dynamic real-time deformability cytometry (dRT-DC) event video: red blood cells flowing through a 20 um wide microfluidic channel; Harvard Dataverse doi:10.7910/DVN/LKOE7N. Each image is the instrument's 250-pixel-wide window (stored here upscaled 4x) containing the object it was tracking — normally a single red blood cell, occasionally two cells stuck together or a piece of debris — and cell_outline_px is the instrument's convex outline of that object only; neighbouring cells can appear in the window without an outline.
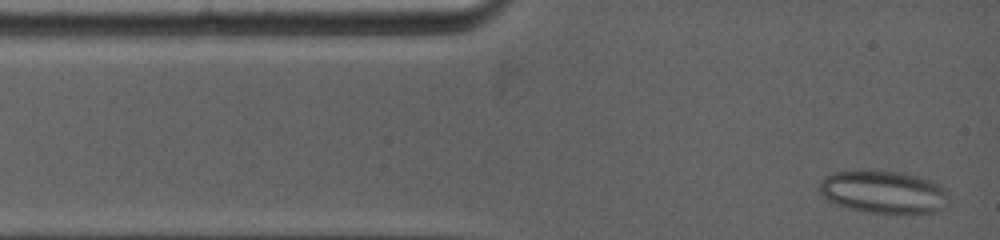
{"species": "common noctule bat (a hibernating species)", "species_latin": "Nyctalus noctula", "temperature_condition": "warm", "stored_images_in_passage": 6, "camera_frame_rate_fps": 5000, "um_per_image_px": 0.085, "animal": {"sex": "female", "body_mass_g": 19.0, "forearm_length_mm": 53.3}, "frame": {"image": 1, "passage_image": 1, "time_ms": 0.0, "image_size_px": [1000, 240], "cell_outline_px": [[948, 204], [944, 208], [936, 212], [868, 212], [848, 208], [836, 204], [828, 200], [820, 192], [820, 180], [824, 176], [832, 172], [904, 172], [932, 180], [944, 188], [948, 192]], "centroid_in_image_um": [75.13, 16.32], "position_along_channel_um": 9.9, "area_um2": 31.73}}
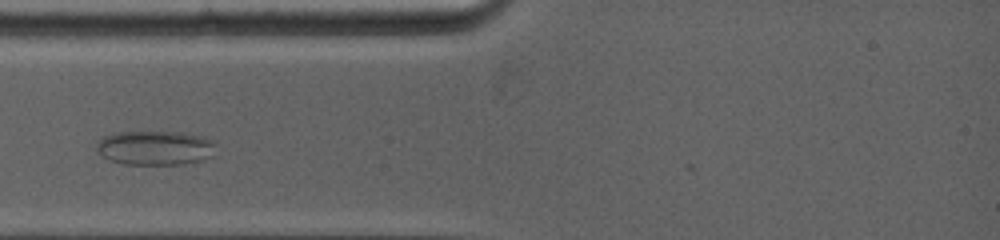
{"frame": {"image": 2, "passage_image": 4, "time_ms": 2.6, "image_size_px": [1000, 240], "cell_outline_px": [[212, 156], [200, 160], [184, 164], [124, 164], [108, 160], [96, 148], [96, 144], [104, 136], [116, 132], [180, 132], [204, 136], [212, 140]], "centroid_in_image_um": [13.16, 12.56], "position_along_channel_um": 71.8, "area_um2": 23.64}}